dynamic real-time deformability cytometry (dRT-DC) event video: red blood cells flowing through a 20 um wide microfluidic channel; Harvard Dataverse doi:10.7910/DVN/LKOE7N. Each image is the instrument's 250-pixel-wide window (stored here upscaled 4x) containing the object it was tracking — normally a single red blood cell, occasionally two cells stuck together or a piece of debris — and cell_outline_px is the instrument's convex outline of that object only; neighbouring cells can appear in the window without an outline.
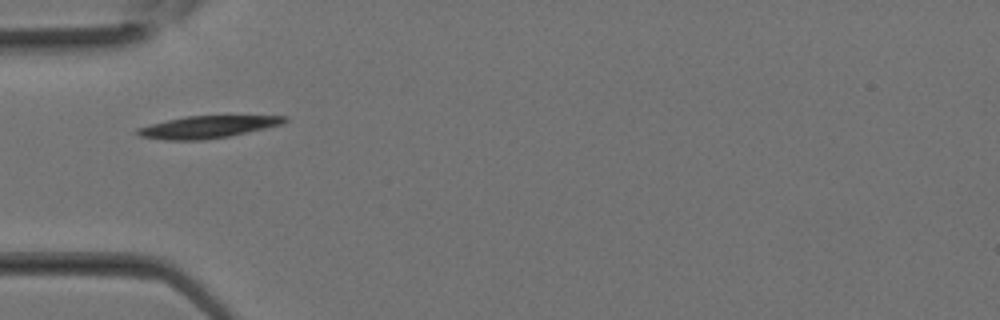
{"species": "Egyptian fruit bat (a non-hibernating species)", "species_latin": "Rousettus aegyptiacus", "temperature_condition": "room temperature", "stored_images_in_passage": 6, "camera_frame_rate_fps": 3000, "um_per_image_px": 0.085, "animal": {"sex": "female"}, "frame": {"image": 1, "passage_image": 1, "time_ms": 0.0, "image_size_px": [1000, 320], "cell_outline_px": [[288, 120], [280, 124], [248, 132], [228, 136], [204, 140], [164, 140], [140, 136], [136, 132], [136, 128], [168, 120], [188, 116], [288, 116]], "centroid_in_image_um": [17.62, 10.8], "position_along_channel_um": 67.4, "area_um2": 18.67}}
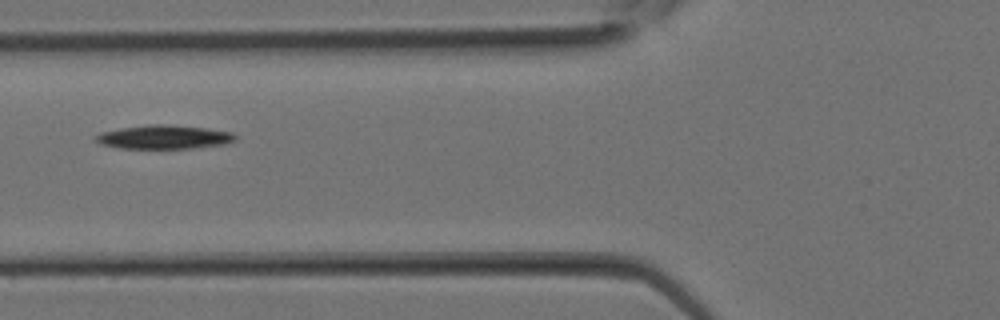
{"frame": {"image": 2, "passage_image": 3, "time_ms": 0.667, "image_size_px": [1000, 320], "cell_outline_px": [[236, 140], [224, 144], [192, 148], [116, 148], [100, 144], [96, 140], [96, 136], [100, 132], [120, 128], [148, 124], [164, 124], [208, 128], [232, 132], [236, 136]], "centroid_in_image_um": [13.93, 11.64], "position_along_channel_um": 111.9, "area_um2": 19.36}}
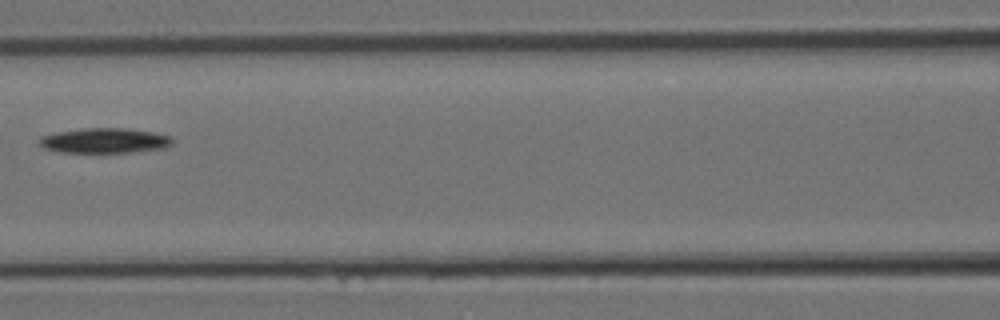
{"frame": {"image": 3, "passage_image": 5, "time_ms": 1.333, "image_size_px": [1000, 320], "cell_outline_px": [[172, 144], [164, 148], [132, 152], [60, 152], [44, 148], [36, 144], [36, 140], [40, 136], [56, 132], [80, 128], [128, 128], [152, 132], [172, 136]], "centroid_in_image_um": [8.83, 11.94], "position_along_channel_um": 157.8, "area_um2": 19.65}}